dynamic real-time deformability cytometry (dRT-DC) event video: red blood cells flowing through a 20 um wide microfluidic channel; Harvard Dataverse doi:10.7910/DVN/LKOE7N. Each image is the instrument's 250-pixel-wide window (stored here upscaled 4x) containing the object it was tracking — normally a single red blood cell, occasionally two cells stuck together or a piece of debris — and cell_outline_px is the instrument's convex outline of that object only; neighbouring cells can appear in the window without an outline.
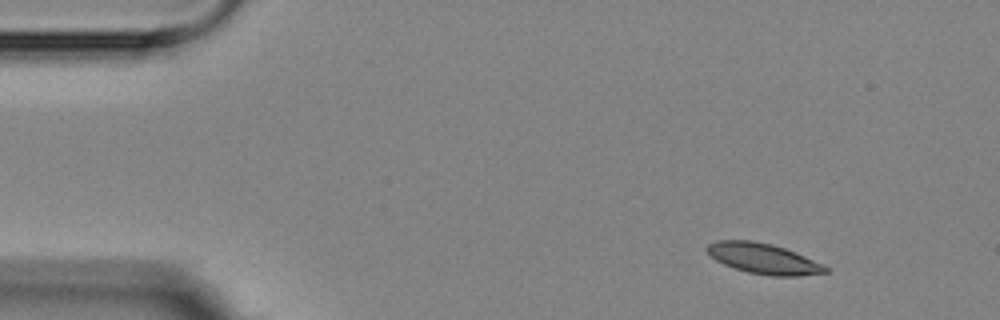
{"species": "Egyptian fruit bat (a non-hibernating species)", "species_latin": "Rousettus aegyptiacus", "temperature_condition": "room temperature", "stored_images_in_passage": 4, "camera_frame_rate_fps": 3000, "um_per_image_px": 0.085, "animal": {"sex": "female"}, "frame": {"image": 1, "passage_image": 1, "time_ms": 0.0, "image_size_px": [1000, 320], "cell_outline_px": [[828, 272], [800, 276], [772, 276], [748, 272], [724, 264], [716, 260], [704, 248], [708, 244], [716, 240], [752, 240], [772, 244], [796, 252], [824, 264], [828, 268]], "centroid_in_image_um": [64.91, 21.97], "position_along_channel_um": 20.1, "area_um2": 21.04}}
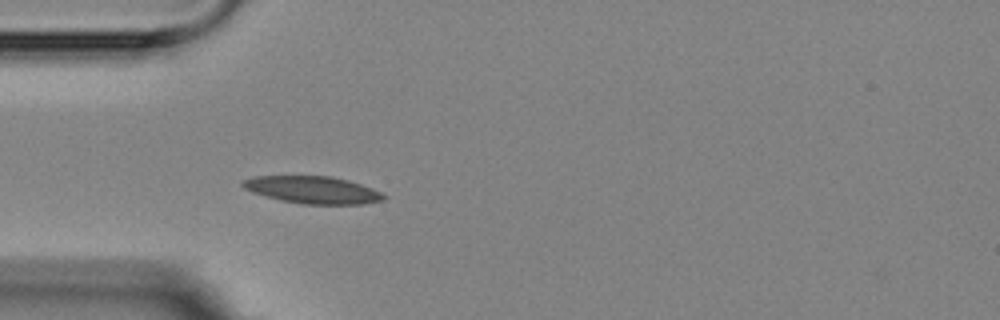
{"frame": {"image": 2, "passage_image": 4, "time_ms": 3.333, "image_size_px": [1000, 320], "cell_outline_px": [[388, 196], [384, 200], [364, 204], [300, 204], [280, 200], [252, 192], [244, 188], [240, 184], [240, 180], [252, 176], [332, 176], [348, 180], [372, 188]], "centroid_in_image_um": [26.56, 16.14], "position_along_channel_um": 58.4, "area_um2": 22.6}}